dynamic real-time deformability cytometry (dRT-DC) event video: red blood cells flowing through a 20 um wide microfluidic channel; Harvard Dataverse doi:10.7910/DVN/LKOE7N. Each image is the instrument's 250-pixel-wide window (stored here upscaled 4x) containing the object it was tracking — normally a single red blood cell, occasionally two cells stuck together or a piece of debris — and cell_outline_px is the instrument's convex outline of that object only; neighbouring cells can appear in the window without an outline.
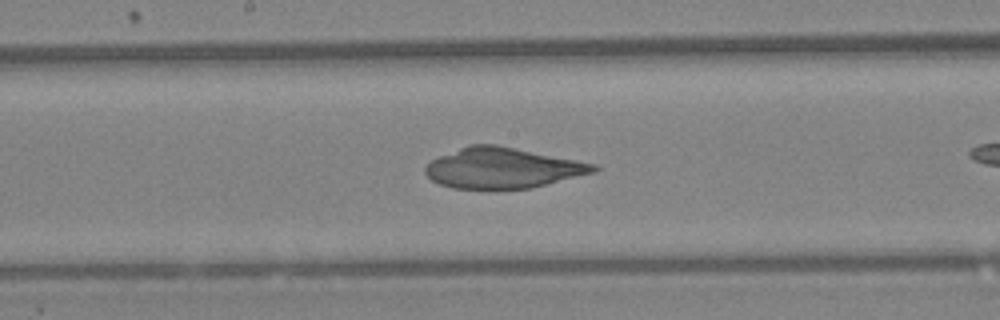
{"species": "Egyptian fruit bat (a non-hibernating species)", "species_latin": "Rousettus aegyptiacus", "temperature_condition": "warm", "stored_images_in_passage": 18, "camera_frame_rate_fps": 3000, "um_per_image_px": 0.085, "animal": {"sex": "female"}, "frame": {"image": 1, "passage_image": 11, "time_ms": 3.333, "image_size_px": [1000, 320], "cell_outline_px": [[600, 168], [596, 172], [532, 188], [452, 188], [440, 184], [432, 180], [424, 172], [424, 168], [432, 160], [440, 156], [468, 144], [496, 144], [596, 164]], "centroid_in_image_um": [42.73, 14.27], "position_along_channel_um": 205.5, "area_um2": 39.48}}
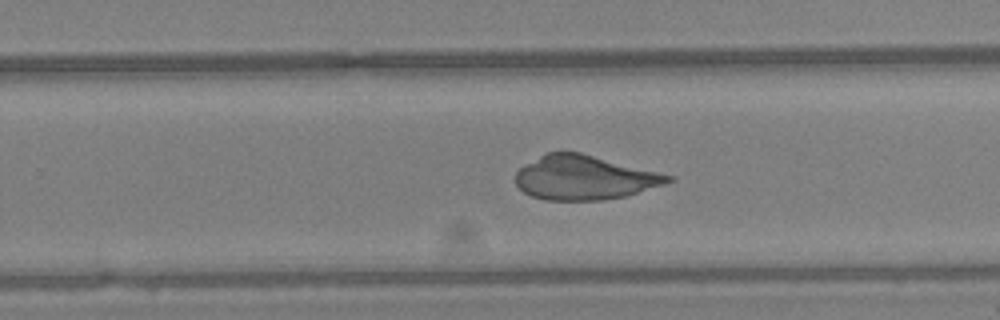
{"frame": {"image": 2, "passage_image": 16, "time_ms": 5.0, "image_size_px": [1000, 320], "cell_outline_px": [[676, 180], [664, 184], [624, 196], [604, 200], [544, 200], [532, 196], [524, 192], [516, 184], [516, 172], [524, 164], [548, 152], [580, 152], [676, 176]], "centroid_in_image_um": [49.69, 15.09], "position_along_channel_um": 280.1, "area_um2": 39.25}}